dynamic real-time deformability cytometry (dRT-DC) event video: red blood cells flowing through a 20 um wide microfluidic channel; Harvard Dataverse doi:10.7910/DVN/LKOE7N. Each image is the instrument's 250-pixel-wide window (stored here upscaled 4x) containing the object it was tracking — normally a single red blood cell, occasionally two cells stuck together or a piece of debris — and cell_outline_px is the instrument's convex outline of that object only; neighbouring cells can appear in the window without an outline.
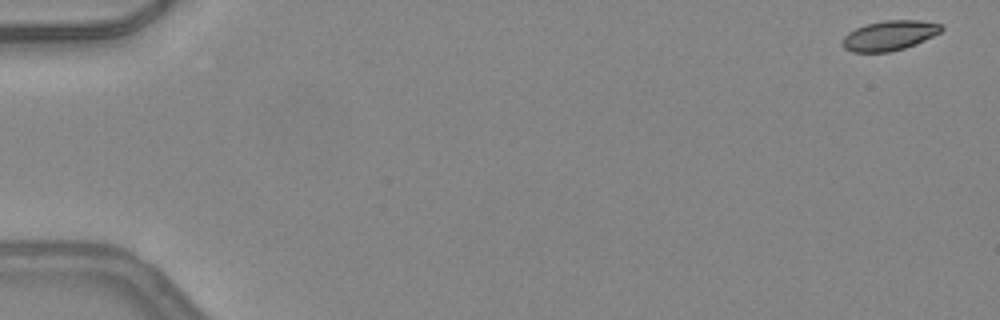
{"species": "common noctule bat (a hibernating species)", "species_latin": "Nyctalus noctula", "temperature_condition": "warm", "stored_images_in_passage": 17, "camera_frame_rate_fps": 3000, "um_per_image_px": 0.085, "animal": {"sex": "female", "body_mass_g": 24.6, "forearm_length_mm": 56.2}, "frame": {"image": 1, "passage_image": 1, "time_ms": 0.0, "image_size_px": [1000, 320], "cell_outline_px": [[944, 28], [940, 32], [916, 44], [904, 48], [888, 52], [852, 52], [844, 48], [844, 36], [848, 32], [856, 28], [868, 24], [884, 20], [920, 20], [944, 24]], "centroid_in_image_um": [75.64, 3.01], "position_along_channel_um": 9.4, "area_um2": 17.11}}
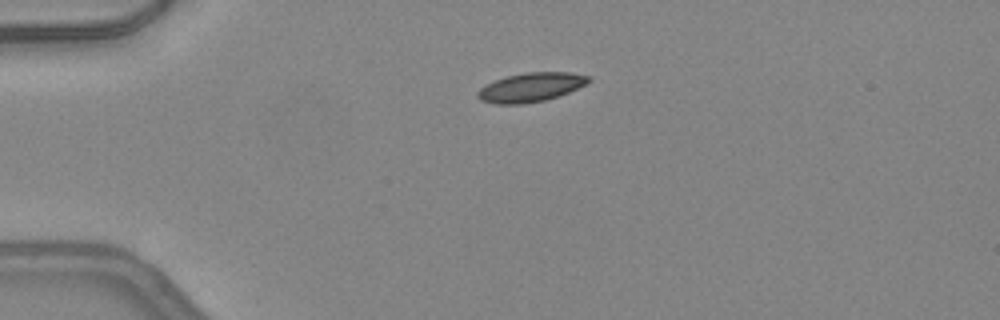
{"frame": {"image": 2, "passage_image": 12, "time_ms": 3.667, "image_size_px": [1000, 320], "cell_outline_px": [[592, 80], [588, 84], [568, 92], [544, 100], [524, 104], [492, 104], [480, 100], [476, 96], [476, 92], [480, 88], [504, 76], [524, 72], [572, 72], [592, 76]], "centroid_in_image_um": [45.13, 7.41], "position_along_channel_um": 39.9, "area_um2": 19.02}}